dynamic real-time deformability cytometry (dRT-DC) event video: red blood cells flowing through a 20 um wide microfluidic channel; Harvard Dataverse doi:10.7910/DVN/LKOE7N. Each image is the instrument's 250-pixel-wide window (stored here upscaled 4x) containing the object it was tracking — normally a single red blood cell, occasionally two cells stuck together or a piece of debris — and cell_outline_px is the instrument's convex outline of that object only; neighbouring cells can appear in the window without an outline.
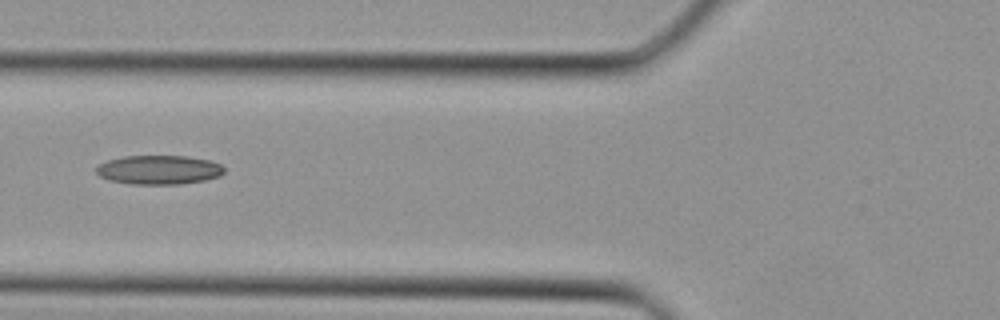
{"species": "Egyptian fruit bat (a non-hibernating species)", "species_latin": "Rousettus aegyptiacus", "temperature_condition": "cold", "stored_images_in_passage": 25, "camera_frame_rate_fps": 3000, "um_per_image_px": 0.085, "animal": {"sex": "female"}, "frame": {"image": 1, "passage_image": 3, "time_ms": 0.667, "image_size_px": [1000, 320], "cell_outline_px": [[224, 172], [220, 176], [204, 180], [180, 184], [132, 184], [108, 180], [100, 176], [96, 172], [96, 168], [100, 164], [108, 160], [124, 156], [188, 156], [208, 160], [220, 164], [224, 168]], "centroid_in_image_um": [13.5, 14.43], "position_along_channel_um": 112.3, "area_um2": 21.62}}
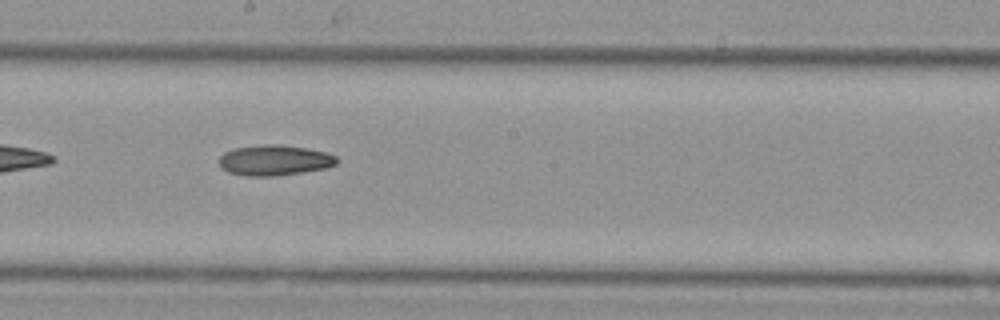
{"frame": {"image": 2, "passage_image": 9, "time_ms": 2.667, "image_size_px": [1000, 320], "cell_outline_px": [[340, 160], [336, 164], [328, 168], [272, 176], [244, 176], [228, 172], [220, 168], [220, 156], [224, 152], [236, 148], [264, 144], [280, 144], [308, 148], [328, 152], [336, 156]], "centroid_in_image_um": [23.36, 13.61], "position_along_channel_um": 224.8, "area_um2": 21.1}}
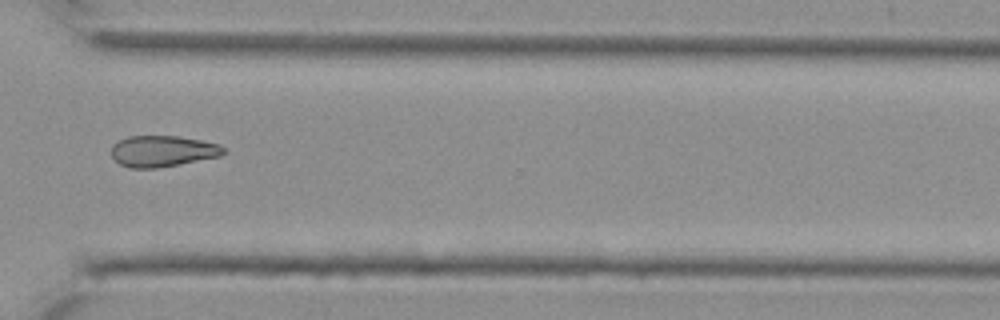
{"frame": {"image": 3, "passage_image": 16, "time_ms": 5.0, "image_size_px": [1000, 320], "cell_outline_px": [[224, 152], [220, 156], [180, 164], [156, 168], [132, 168], [120, 164], [112, 156], [112, 144], [128, 136], [180, 136], [220, 144], [224, 148]], "centroid_in_image_um": [13.82, 12.84], "position_along_channel_um": 356.8, "area_um2": 20.29}}